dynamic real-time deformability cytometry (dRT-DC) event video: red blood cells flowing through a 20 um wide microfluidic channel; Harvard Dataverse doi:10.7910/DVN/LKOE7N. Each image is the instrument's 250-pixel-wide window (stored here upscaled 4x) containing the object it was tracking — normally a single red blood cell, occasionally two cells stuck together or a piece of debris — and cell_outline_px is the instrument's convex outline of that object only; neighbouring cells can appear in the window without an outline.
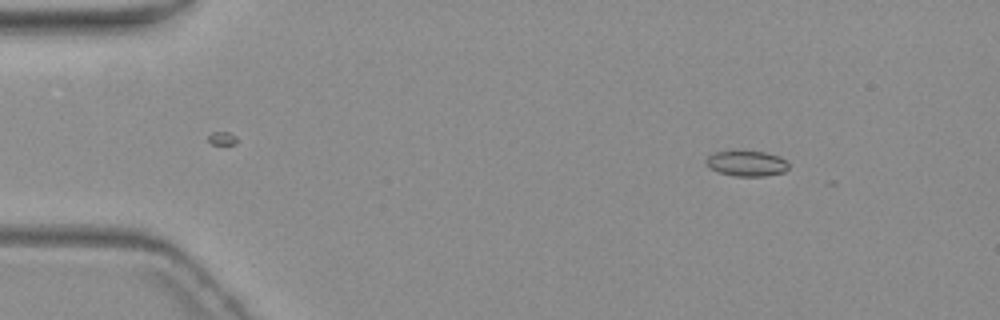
{"species": "common noctule bat (a hibernating species)", "species_latin": "Nyctalus noctula", "temperature_condition": "warm", "stored_images_in_passage": 3, "camera_frame_rate_fps": 3000, "um_per_image_px": 0.085, "animal": {"sex": "female", "body_mass_g": 19.3, "forearm_length_mm": 54.1}, "frame": {"image": 1, "passage_image": 1, "time_ms": 0.0, "image_size_px": [1000, 320], "cell_outline_px": [[788, 168], [784, 172], [764, 176], [732, 176], [716, 172], [708, 168], [704, 160], [708, 156], [716, 152], [764, 152], [780, 156], [788, 160]], "centroid_in_image_um": [63.46, 13.91], "position_along_channel_um": 21.5, "area_um2": 12.31}}